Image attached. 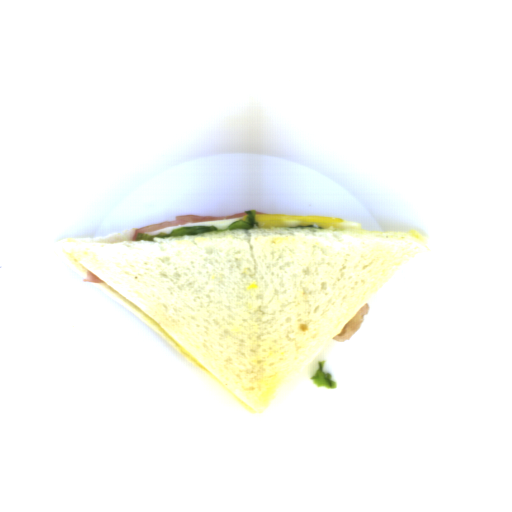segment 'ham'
Instances as JSON below:
<instances>
[{
  "label": "ham",
  "mask_w": 512,
  "mask_h": 512,
  "mask_svg": "<svg viewBox=\"0 0 512 512\" xmlns=\"http://www.w3.org/2000/svg\"><path fill=\"white\" fill-rule=\"evenodd\" d=\"M369 311L370 306L366 302L332 339L337 342L351 340L361 329L364 318Z\"/></svg>",
  "instance_id": "1"
}]
</instances>
